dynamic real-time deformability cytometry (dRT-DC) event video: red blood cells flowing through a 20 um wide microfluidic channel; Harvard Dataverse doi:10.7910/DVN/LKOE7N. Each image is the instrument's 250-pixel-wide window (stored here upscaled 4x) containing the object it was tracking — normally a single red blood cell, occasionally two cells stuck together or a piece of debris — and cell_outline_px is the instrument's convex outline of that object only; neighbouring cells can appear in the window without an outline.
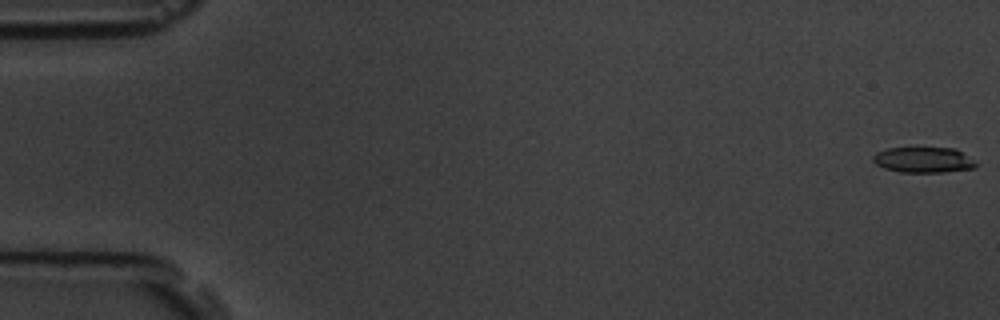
{"species": "common noctule bat (a hibernating species)", "species_latin": "Nyctalus noctula", "temperature_condition": "room temperature", "stored_images_in_passage": 3, "camera_frame_rate_fps": 3000, "um_per_image_px": 0.085, "animal": {"sex": "male", "body_mass_g": 19.5, "forearm_length_mm": 54.6}, "frame": {"image": 1, "passage_image": 1, "time_ms": 0.0, "image_size_px": [1000, 320], "cell_outline_px": [[976, 168], [944, 172], [900, 172], [884, 168], [876, 164], [872, 160], [872, 156], [876, 152], [888, 148], [956, 148], [972, 160], [976, 164]], "centroid_in_image_um": [78.46, 13.59], "position_along_channel_um": 6.5, "area_um2": 15.26}}